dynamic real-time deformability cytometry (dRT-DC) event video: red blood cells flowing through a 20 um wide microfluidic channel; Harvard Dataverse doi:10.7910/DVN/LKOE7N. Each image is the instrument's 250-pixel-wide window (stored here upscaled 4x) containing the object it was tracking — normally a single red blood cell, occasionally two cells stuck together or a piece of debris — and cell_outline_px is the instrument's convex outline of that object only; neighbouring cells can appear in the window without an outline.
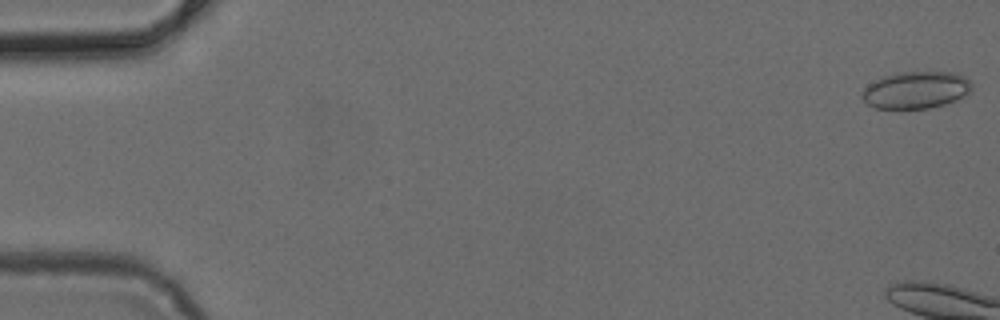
{"species": "common noctule bat (a hibernating species)", "species_latin": "Nyctalus noctula", "temperature_condition": "cold", "stored_images_in_passage": 3, "camera_frame_rate_fps": 3000, "um_per_image_px": 0.085, "animal": {"sex": "female", "body_mass_g": 24.6, "forearm_length_mm": 56.2}, "frame": {"image": 1, "passage_image": 1, "time_ms": 0.0, "image_size_px": [1000, 320], "cell_outline_px": [[972, 92], [956, 100], [944, 104], [928, 108], [876, 108], [868, 104], [860, 96], [864, 88], [868, 84], [884, 76], [896, 72], [956, 72], [964, 76], [972, 84]], "centroid_in_image_um": [77.87, 7.64], "position_along_channel_um": 7.1, "area_um2": 23.76}}